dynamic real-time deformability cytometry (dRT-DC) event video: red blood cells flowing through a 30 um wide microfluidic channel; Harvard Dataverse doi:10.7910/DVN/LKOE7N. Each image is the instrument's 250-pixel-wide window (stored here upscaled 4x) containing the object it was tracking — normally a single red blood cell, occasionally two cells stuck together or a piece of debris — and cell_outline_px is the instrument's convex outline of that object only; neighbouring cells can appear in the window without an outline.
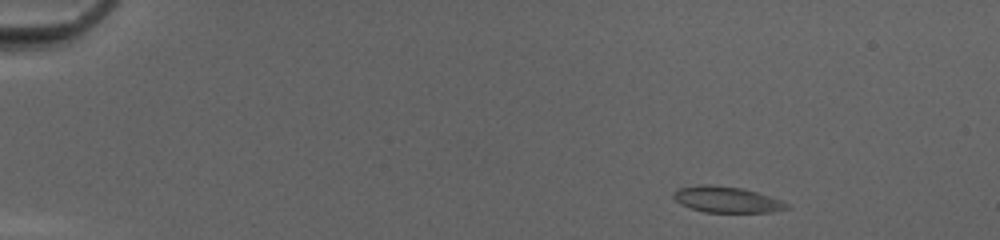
{"species": "common noctule bat (a hibernating species)", "species_latin": "Nyctalus noctula", "temperature_condition": "cold", "stored_images_in_passage": 45, "camera_frame_rate_fps": 3000, "um_per_image_px": 0.085, "animal": {"sex": "female", "body_mass_g": 20.0, "forearm_length_mm": 54.0}, "frame": {"image": 1, "passage_image": 2, "time_ms": 0.333, "image_size_px": [1000, 240], "cell_outline_px": [[792, 208], [772, 212], [704, 212], [680, 204], [672, 196], [672, 192], [676, 188], [700, 184], [708, 184], [740, 188], [756, 192], [780, 200], [788, 204]], "centroid_in_image_um": [61.73, 16.96], "position_along_channel_um": 23.3, "area_um2": 17.17}}
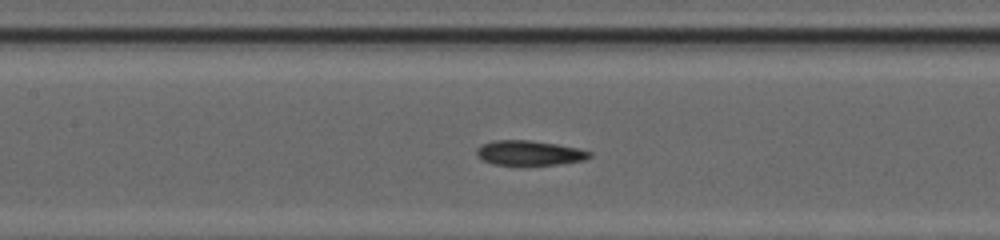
{"frame": {"image": 2, "passage_image": 20, "time_ms": 6.333, "image_size_px": [1000, 240], "cell_outline_px": [[592, 156], [584, 160], [556, 164], [492, 164], [476, 156], [476, 148], [480, 144], [492, 140], [532, 140], [580, 148], [592, 152]], "centroid_in_image_um": [44.97, 12.98], "position_along_channel_um": 162.4, "area_um2": 16.3}}
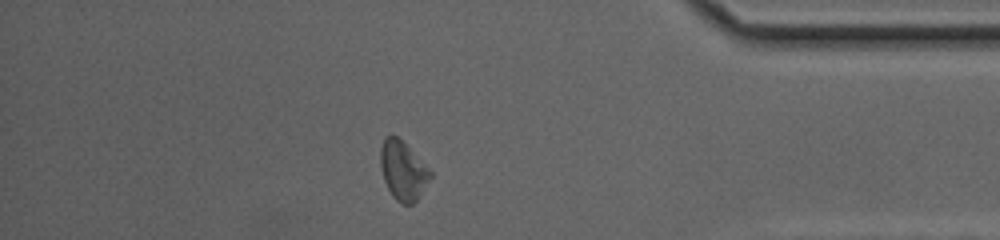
{"frame": {"image": 3, "passage_image": 39, "time_ms": 12.667, "image_size_px": [1000, 240], "cell_outline_px": [[432, 176], [416, 200], [412, 204], [404, 204], [396, 200], [392, 196], [384, 180], [380, 164], [380, 148], [384, 140], [388, 136], [396, 136], [432, 172]], "centroid_in_image_um": [34.23, 14.53], "position_along_channel_um": 401.0, "area_um2": 16.53}}